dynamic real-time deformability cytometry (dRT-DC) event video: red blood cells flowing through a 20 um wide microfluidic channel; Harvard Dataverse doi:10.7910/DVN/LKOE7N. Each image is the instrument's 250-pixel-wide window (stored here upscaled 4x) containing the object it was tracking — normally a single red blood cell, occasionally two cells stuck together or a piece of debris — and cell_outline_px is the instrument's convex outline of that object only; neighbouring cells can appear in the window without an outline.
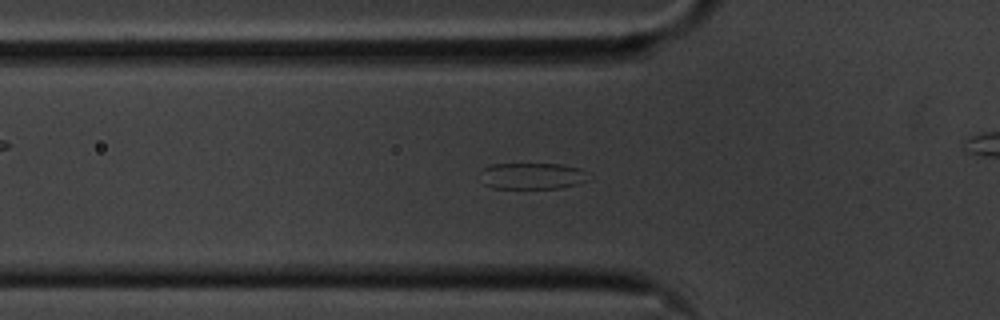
{"species": "common noctule bat (a hibernating species)", "species_latin": "Nyctalus noctula", "temperature_condition": "cold", "stored_images_in_passage": 58, "camera_frame_rate_fps": 3000, "um_per_image_px": 0.085, "animal": {"sex": "male", "body_mass_g": 20.1, "forearm_length_mm": 53.5}, "frame": {"image": 1, "passage_image": 19, "time_ms": 6.0, "image_size_px": [1000, 320], "cell_outline_px": [[592, 180], [560, 188], [492, 188], [484, 184], [476, 176], [484, 168], [492, 164], [560, 164], [580, 168], [588, 172], [592, 176]], "centroid_in_image_um": [45.25, 14.96], "position_along_channel_um": 80.5, "area_um2": 17.11}}
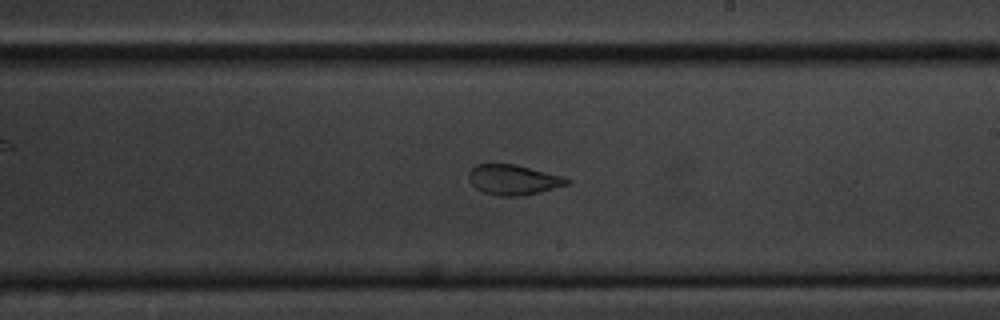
{"frame": {"image": 2, "passage_image": 33, "time_ms": 10.667, "image_size_px": [1000, 320], "cell_outline_px": [[572, 180], [568, 184], [540, 192], [520, 196], [500, 196], [484, 192], [476, 188], [468, 180], [468, 172], [476, 164], [516, 164], [568, 176]], "centroid_in_image_um": [43.69, 15.26], "position_along_channel_um": 245.3, "area_um2": 17.57}}
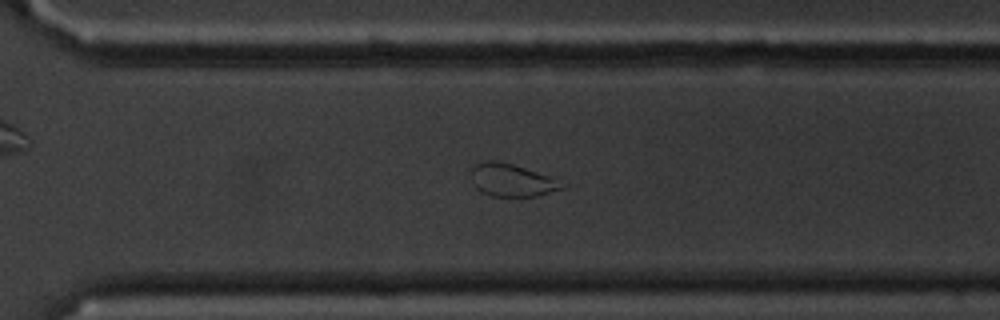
{"frame": {"image": 3, "passage_image": 40, "time_ms": 13.0, "image_size_px": [1000, 320], "cell_outline_px": [[560, 188], [536, 196], [492, 196], [480, 192], [476, 188], [472, 172], [472, 164], [488, 160], [492, 160], [512, 164], [548, 176], [560, 184]], "centroid_in_image_um": [43.38, 15.31], "position_along_channel_um": 327.2, "area_um2": 16.53}, "authors_computed_cell_mechanics": {"area_um2": 21.0681, "velocity_mm_per_s": 3.5152, "shape_relaxation_time_tau1_ms": null, "shape_relaxation_time_tau2_ms": 1.2292, "deformation_change_tau1": null, "deformation_change_tau2": 0.0731}}